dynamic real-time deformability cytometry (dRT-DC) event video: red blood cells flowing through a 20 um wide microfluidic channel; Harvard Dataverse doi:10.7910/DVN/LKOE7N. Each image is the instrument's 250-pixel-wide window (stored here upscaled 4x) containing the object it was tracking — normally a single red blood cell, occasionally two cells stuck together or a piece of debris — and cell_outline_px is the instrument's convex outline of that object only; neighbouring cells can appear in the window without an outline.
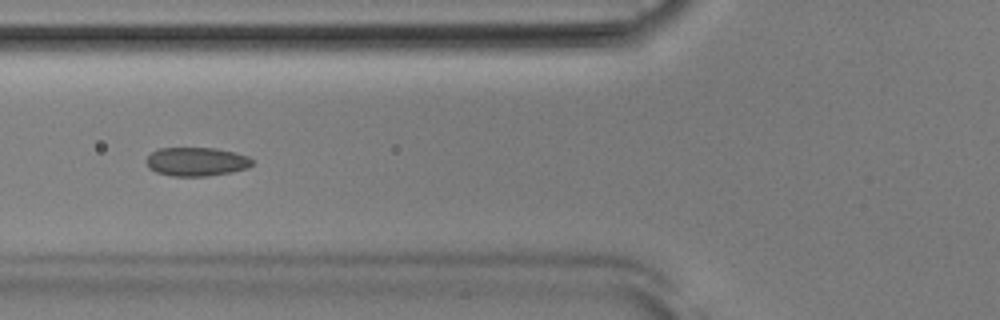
{"species": "Egyptian fruit bat (a non-hibernating species)", "species_latin": "Rousettus aegyptiacus", "temperature_condition": "room temperature", "stored_images_in_passage": 51, "camera_frame_rate_fps": 3000, "um_per_image_px": 0.085, "animal": {"sex": "male"}, "frame": {"image": 1, "passage_image": 19, "time_ms": 6.0, "image_size_px": [1000, 320], "cell_outline_px": [[252, 164], [248, 168], [232, 172], [208, 176], [172, 176], [156, 172], [148, 168], [144, 160], [152, 152], [160, 148], [216, 148], [236, 152], [248, 156], [252, 160]], "centroid_in_image_um": [16.69, 13.74], "position_along_channel_um": 109.1, "area_um2": 17.92}}
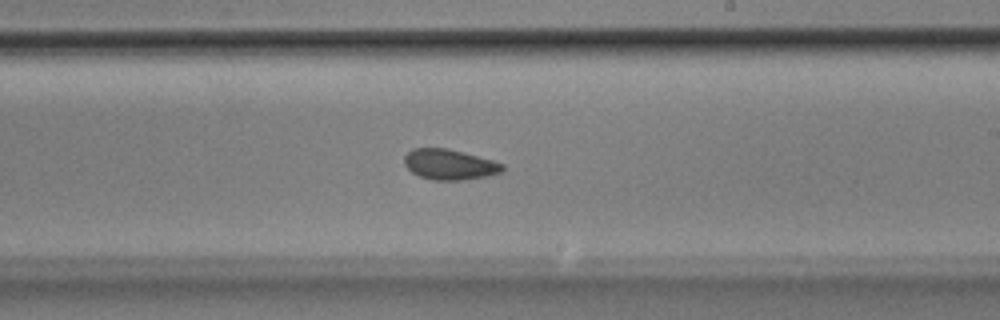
{"frame": {"image": 2, "passage_image": 30, "time_ms": 9.667, "image_size_px": [1000, 320], "cell_outline_px": [[504, 168], [500, 172], [488, 176], [464, 180], [432, 180], [420, 176], [412, 172], [404, 164], [404, 156], [412, 148], [448, 148], [492, 160], [504, 164]], "centroid_in_image_um": [38.2, 13.98], "position_along_channel_um": 250.8, "area_um2": 17.4}}
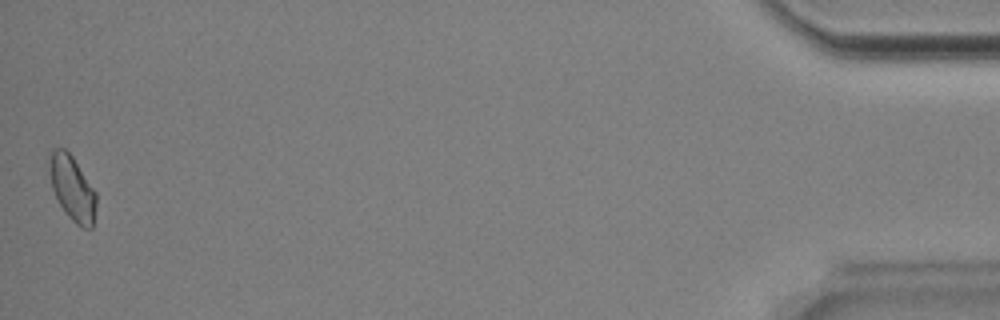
{"frame": {"image": 3, "passage_image": 51, "time_ms": 16.667, "image_size_px": [1000, 320], "cell_outline_px": [[96, 204], [92, 228], [84, 228], [76, 224], [68, 216], [60, 204], [52, 188], [48, 156], [48, 152], [52, 148], [64, 148], [72, 156], [96, 192]], "centroid_in_image_um": [6.13, 15.97], "position_along_channel_um": 429.1, "area_um2": 17.51}, "authors_computed_cell_mechanics": {"area_um2": 17.629, "velocity_mm_per_s": 3.8693, "shape_relaxation_time_tau1_ms": null, "shape_relaxation_time_tau2_ms": 1.8826, "deformation_change_tau1": null, "deformation_change_tau2": 0.0579}}